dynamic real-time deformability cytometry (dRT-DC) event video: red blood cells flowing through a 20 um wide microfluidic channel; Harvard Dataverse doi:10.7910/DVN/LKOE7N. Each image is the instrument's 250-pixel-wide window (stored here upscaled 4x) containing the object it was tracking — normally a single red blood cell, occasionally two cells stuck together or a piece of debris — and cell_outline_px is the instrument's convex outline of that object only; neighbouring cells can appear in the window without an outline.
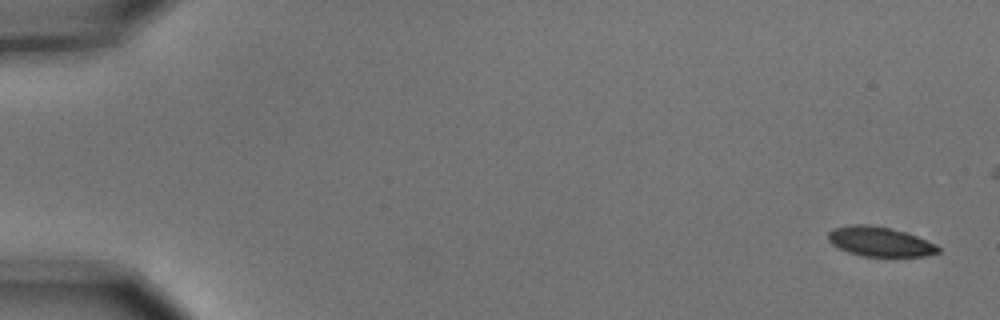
{"species": "common noctule bat (a hibernating species)", "species_latin": "Nyctalus noctula", "temperature_condition": "cold", "stored_images_in_passage": 5, "camera_frame_rate_fps": 3000, "um_per_image_px": 0.085, "animal": {"sex": "male", "body_mass_g": 15.6}, "frame": {"image": 1, "passage_image": 1, "time_ms": 0.0, "image_size_px": [1000, 320], "cell_outline_px": [[940, 252], [924, 256], [860, 256], [848, 252], [832, 244], [828, 240], [828, 232], [832, 228], [852, 224], [868, 224], [892, 228], [908, 232], [936, 244], [940, 248]], "centroid_in_image_um": [74.79, 20.52], "position_along_channel_um": 10.2, "area_um2": 19.19}}